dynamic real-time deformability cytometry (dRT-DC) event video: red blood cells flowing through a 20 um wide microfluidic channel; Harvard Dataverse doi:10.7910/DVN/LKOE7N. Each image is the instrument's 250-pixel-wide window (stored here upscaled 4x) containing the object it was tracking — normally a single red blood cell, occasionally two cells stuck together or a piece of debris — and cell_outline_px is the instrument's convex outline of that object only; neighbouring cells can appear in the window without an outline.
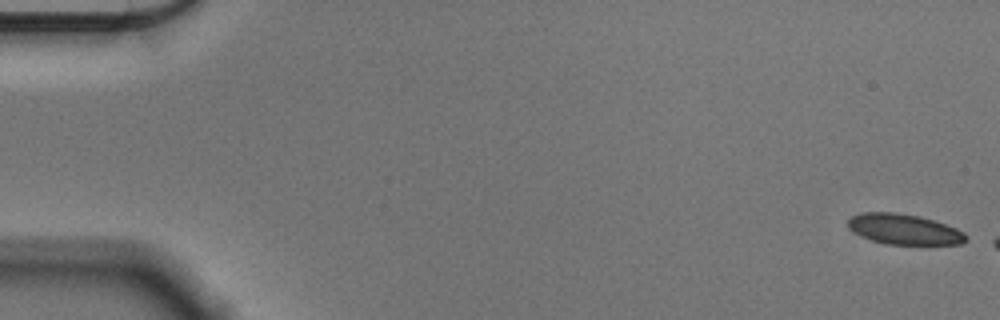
{"species": "Egyptian fruit bat (a non-hibernating species)", "species_latin": "Rousettus aegyptiacus", "temperature_condition": "cold", "stored_images_in_passage": 8, "camera_frame_rate_fps": 3000, "um_per_image_px": 0.085, "animal": {"sex": "male"}, "frame": {"image": 1, "passage_image": 1, "time_ms": 0.0, "image_size_px": [1000, 320], "cell_outline_px": [[968, 240], [960, 244], [888, 244], [872, 240], [848, 228], [848, 220], [852, 216], [864, 212], [896, 212], [920, 216], [956, 228], [964, 232], [968, 236]], "centroid_in_image_um": [76.88, 19.48], "position_along_channel_um": 8.1, "area_um2": 20.69}}